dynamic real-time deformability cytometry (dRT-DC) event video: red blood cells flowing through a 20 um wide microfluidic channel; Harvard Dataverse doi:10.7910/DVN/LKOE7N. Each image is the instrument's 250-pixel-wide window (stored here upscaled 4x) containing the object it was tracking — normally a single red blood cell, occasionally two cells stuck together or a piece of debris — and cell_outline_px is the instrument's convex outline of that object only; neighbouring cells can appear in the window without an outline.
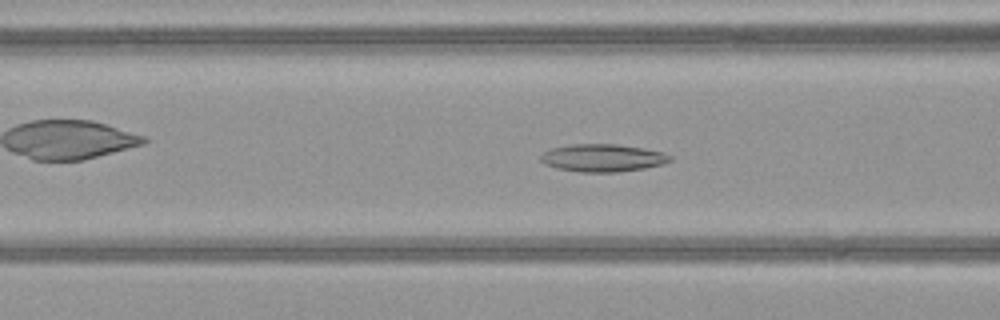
{"species": "common noctule bat (a hibernating species)", "species_latin": "Nyctalus noctula", "temperature_condition": "warm", "stored_images_in_passage": 50, "camera_frame_rate_fps": 3000, "um_per_image_px": 0.085, "animal": {"sex": "female", "body_mass_g": 21.9}, "frame": {"image": 1, "passage_image": 20, "time_ms": 6.333, "image_size_px": [1000, 320], "cell_outline_px": [[672, 160], [664, 164], [644, 168], [616, 172], [580, 172], [556, 168], [544, 164], [540, 160], [540, 156], [544, 152], [552, 148], [572, 144], [616, 144], [644, 148], [664, 152], [672, 156]], "centroid_in_image_um": [51.24, 13.42], "position_along_channel_um": 115.4, "area_um2": 20.92}}
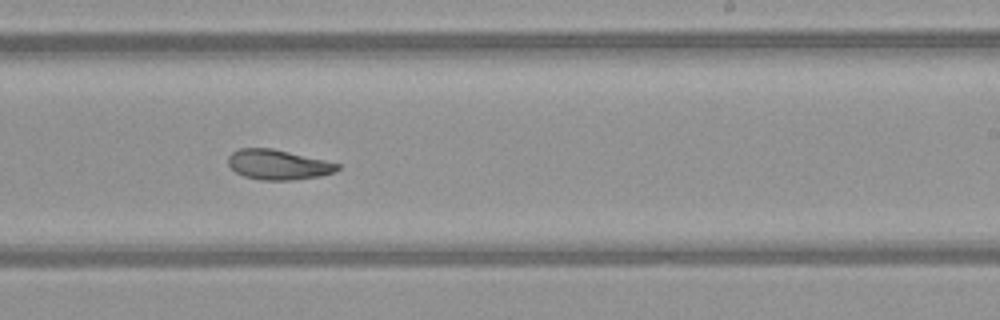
{"frame": {"image": 2, "passage_image": 31, "time_ms": 10.0, "image_size_px": [1000, 320], "cell_outline_px": [[340, 168], [336, 172], [320, 176], [292, 180], [260, 180], [244, 176], [236, 172], [228, 164], [228, 156], [232, 152], [240, 148], [272, 148], [324, 160], [340, 164]], "centroid_in_image_um": [23.64, 14.0], "position_along_channel_um": 265.4, "area_um2": 19.07}}
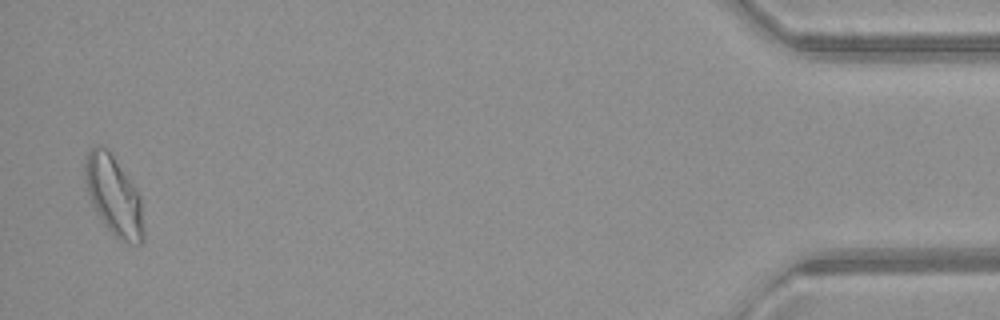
{"frame": {"image": 3, "passage_image": 49, "time_ms": 16.0, "image_size_px": [1000, 320], "cell_outline_px": [[144, 240], [140, 244], [128, 244], [112, 236], [104, 224], [92, 204], [84, 188], [84, 160], [88, 152], [96, 144], [104, 148], [112, 156], [132, 184], [140, 196], [144, 228]], "centroid_in_image_um": [9.65, 16.7], "position_along_channel_um": 425.6, "area_um2": 27.11}, "authors_computed_cell_mechanics": {"area_um2": 21.8773, "velocity_mm_per_s": 4.0797, "shape_relaxation_time_tau1_ms": null, "shape_relaxation_time_tau2_ms": 4.5325, "deformation_change_tau1": null, "deformation_change_tau2": 0.1082}}